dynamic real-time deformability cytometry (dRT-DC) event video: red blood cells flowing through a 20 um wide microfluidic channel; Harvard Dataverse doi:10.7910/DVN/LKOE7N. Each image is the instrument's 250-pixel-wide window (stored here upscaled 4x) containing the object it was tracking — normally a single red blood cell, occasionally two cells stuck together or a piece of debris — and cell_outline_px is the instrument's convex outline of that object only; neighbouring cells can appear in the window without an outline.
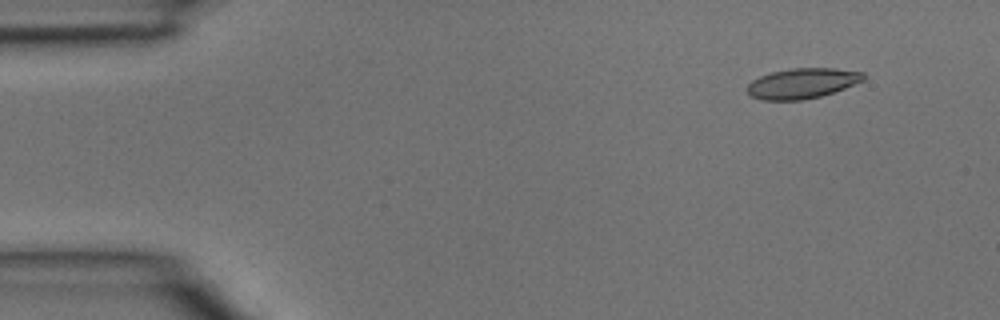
{"species": "common noctule bat (a hibernating species)", "species_latin": "Nyctalus noctula", "temperature_condition": "room temperature", "stored_images_in_passage": 4, "segment_of_instrument_passage": [1, 2], "camera_frame_rate_fps": 3000, "um_per_image_px": 0.085, "animal": {"sex": "male", "body_mass_g": 15.6}, "frame": {"image": 1, "passage_image": 1, "time_ms": 0.0, "image_size_px": [1000, 320], "cell_outline_px": [[864, 80], [844, 88], [820, 96], [804, 100], [764, 100], [752, 96], [748, 92], [748, 84], [752, 80], [760, 76], [772, 72], [792, 68], [836, 68], [864, 72]], "centroid_in_image_um": [68.2, 7.07], "position_along_channel_um": 16.8, "area_um2": 20.35}}
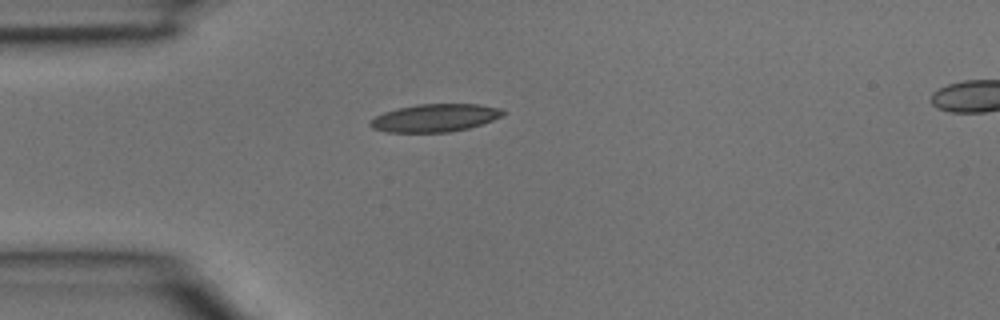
{"frame": {"image": 2, "passage_image": 3, "time_ms": 0.667, "image_size_px": [1000, 320], "cell_outline_px": [[504, 112], [500, 116], [492, 120], [468, 128], [448, 132], [388, 132], [372, 128], [368, 124], [376, 116], [384, 112], [396, 108], [416, 104], [480, 104], [500, 108]], "centroid_in_image_um": [36.94, 10.01], "position_along_channel_um": 48.1, "area_um2": 21.33}}